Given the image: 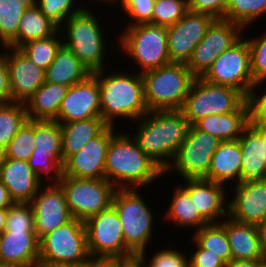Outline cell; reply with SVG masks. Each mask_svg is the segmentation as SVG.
<instances>
[{
	"instance_id": "obj_1",
	"label": "cell",
	"mask_w": 266,
	"mask_h": 267,
	"mask_svg": "<svg viewBox=\"0 0 266 267\" xmlns=\"http://www.w3.org/2000/svg\"><path fill=\"white\" fill-rule=\"evenodd\" d=\"M137 122L135 134L141 150L164 172L186 138L189 122L181 110L149 111Z\"/></svg>"
},
{
	"instance_id": "obj_2",
	"label": "cell",
	"mask_w": 266,
	"mask_h": 267,
	"mask_svg": "<svg viewBox=\"0 0 266 267\" xmlns=\"http://www.w3.org/2000/svg\"><path fill=\"white\" fill-rule=\"evenodd\" d=\"M117 132L106 155L105 179L117 189L147 187L164 176L161 168L140 148L131 133Z\"/></svg>"
},
{
	"instance_id": "obj_3",
	"label": "cell",
	"mask_w": 266,
	"mask_h": 267,
	"mask_svg": "<svg viewBox=\"0 0 266 267\" xmlns=\"http://www.w3.org/2000/svg\"><path fill=\"white\" fill-rule=\"evenodd\" d=\"M106 70L91 73L100 87L101 118L108 126L117 127L115 121L119 118L130 119L134 123L149 112L144 99V82L139 72L128 74L121 70L112 74Z\"/></svg>"
},
{
	"instance_id": "obj_4",
	"label": "cell",
	"mask_w": 266,
	"mask_h": 267,
	"mask_svg": "<svg viewBox=\"0 0 266 267\" xmlns=\"http://www.w3.org/2000/svg\"><path fill=\"white\" fill-rule=\"evenodd\" d=\"M149 111L181 110L195 76L185 63L171 62L141 74Z\"/></svg>"
},
{
	"instance_id": "obj_5",
	"label": "cell",
	"mask_w": 266,
	"mask_h": 267,
	"mask_svg": "<svg viewBox=\"0 0 266 267\" xmlns=\"http://www.w3.org/2000/svg\"><path fill=\"white\" fill-rule=\"evenodd\" d=\"M86 7L79 13L70 16L60 29L63 44L91 71H100L106 68L104 59L106 39L99 18ZM64 27V28H63ZM104 34V35H103ZM107 51V52H106Z\"/></svg>"
},
{
	"instance_id": "obj_6",
	"label": "cell",
	"mask_w": 266,
	"mask_h": 267,
	"mask_svg": "<svg viewBox=\"0 0 266 267\" xmlns=\"http://www.w3.org/2000/svg\"><path fill=\"white\" fill-rule=\"evenodd\" d=\"M137 188L116 189L112 206L122 223L125 246L137 257L153 240L154 214Z\"/></svg>"
},
{
	"instance_id": "obj_7",
	"label": "cell",
	"mask_w": 266,
	"mask_h": 267,
	"mask_svg": "<svg viewBox=\"0 0 266 267\" xmlns=\"http://www.w3.org/2000/svg\"><path fill=\"white\" fill-rule=\"evenodd\" d=\"M119 48L131 58L140 74L171 63L167 48V27L150 23L126 26L119 34Z\"/></svg>"
},
{
	"instance_id": "obj_8",
	"label": "cell",
	"mask_w": 266,
	"mask_h": 267,
	"mask_svg": "<svg viewBox=\"0 0 266 267\" xmlns=\"http://www.w3.org/2000/svg\"><path fill=\"white\" fill-rule=\"evenodd\" d=\"M246 97L230 86L213 84L195 77L181 109L190 125L209 115H223L236 111Z\"/></svg>"
},
{
	"instance_id": "obj_9",
	"label": "cell",
	"mask_w": 266,
	"mask_h": 267,
	"mask_svg": "<svg viewBox=\"0 0 266 267\" xmlns=\"http://www.w3.org/2000/svg\"><path fill=\"white\" fill-rule=\"evenodd\" d=\"M90 259L85 224L76 218L39 240V261L84 265Z\"/></svg>"
},
{
	"instance_id": "obj_10",
	"label": "cell",
	"mask_w": 266,
	"mask_h": 267,
	"mask_svg": "<svg viewBox=\"0 0 266 267\" xmlns=\"http://www.w3.org/2000/svg\"><path fill=\"white\" fill-rule=\"evenodd\" d=\"M73 216L85 222L112 206L116 187L106 179H81L62 175L58 183Z\"/></svg>"
},
{
	"instance_id": "obj_11",
	"label": "cell",
	"mask_w": 266,
	"mask_h": 267,
	"mask_svg": "<svg viewBox=\"0 0 266 267\" xmlns=\"http://www.w3.org/2000/svg\"><path fill=\"white\" fill-rule=\"evenodd\" d=\"M84 224L91 258L131 259L136 257L125 246L122 223L113 206L90 217Z\"/></svg>"
},
{
	"instance_id": "obj_12",
	"label": "cell",
	"mask_w": 266,
	"mask_h": 267,
	"mask_svg": "<svg viewBox=\"0 0 266 267\" xmlns=\"http://www.w3.org/2000/svg\"><path fill=\"white\" fill-rule=\"evenodd\" d=\"M220 142L217 137L190 125L186 138L178 148L172 163L164 171V175L169 176L170 172L175 171L181 176L180 179H205L208 176L211 158Z\"/></svg>"
},
{
	"instance_id": "obj_13",
	"label": "cell",
	"mask_w": 266,
	"mask_h": 267,
	"mask_svg": "<svg viewBox=\"0 0 266 267\" xmlns=\"http://www.w3.org/2000/svg\"><path fill=\"white\" fill-rule=\"evenodd\" d=\"M202 78L213 84L235 88L247 97L256 83L252 78L250 49L246 37L243 36L219 55Z\"/></svg>"
},
{
	"instance_id": "obj_14",
	"label": "cell",
	"mask_w": 266,
	"mask_h": 267,
	"mask_svg": "<svg viewBox=\"0 0 266 267\" xmlns=\"http://www.w3.org/2000/svg\"><path fill=\"white\" fill-rule=\"evenodd\" d=\"M244 31L237 23L216 19L186 63L191 73L195 77H202L219 55L243 37Z\"/></svg>"
},
{
	"instance_id": "obj_15",
	"label": "cell",
	"mask_w": 266,
	"mask_h": 267,
	"mask_svg": "<svg viewBox=\"0 0 266 267\" xmlns=\"http://www.w3.org/2000/svg\"><path fill=\"white\" fill-rule=\"evenodd\" d=\"M215 20L209 14L189 10L176 24L168 26L167 48L170 61L186 64Z\"/></svg>"
},
{
	"instance_id": "obj_16",
	"label": "cell",
	"mask_w": 266,
	"mask_h": 267,
	"mask_svg": "<svg viewBox=\"0 0 266 267\" xmlns=\"http://www.w3.org/2000/svg\"><path fill=\"white\" fill-rule=\"evenodd\" d=\"M117 128L107 126L63 163V175L81 179H105L106 155Z\"/></svg>"
},
{
	"instance_id": "obj_17",
	"label": "cell",
	"mask_w": 266,
	"mask_h": 267,
	"mask_svg": "<svg viewBox=\"0 0 266 267\" xmlns=\"http://www.w3.org/2000/svg\"><path fill=\"white\" fill-rule=\"evenodd\" d=\"M30 204L34 210L35 233L39 240L73 219L59 184H42Z\"/></svg>"
},
{
	"instance_id": "obj_18",
	"label": "cell",
	"mask_w": 266,
	"mask_h": 267,
	"mask_svg": "<svg viewBox=\"0 0 266 267\" xmlns=\"http://www.w3.org/2000/svg\"><path fill=\"white\" fill-rule=\"evenodd\" d=\"M90 118H101L100 87L92 73L69 87L55 120L66 123Z\"/></svg>"
},
{
	"instance_id": "obj_19",
	"label": "cell",
	"mask_w": 266,
	"mask_h": 267,
	"mask_svg": "<svg viewBox=\"0 0 266 267\" xmlns=\"http://www.w3.org/2000/svg\"><path fill=\"white\" fill-rule=\"evenodd\" d=\"M2 49L8 65L11 101L25 103L45 82V70L37 67L19 48L4 46Z\"/></svg>"
},
{
	"instance_id": "obj_20",
	"label": "cell",
	"mask_w": 266,
	"mask_h": 267,
	"mask_svg": "<svg viewBox=\"0 0 266 267\" xmlns=\"http://www.w3.org/2000/svg\"><path fill=\"white\" fill-rule=\"evenodd\" d=\"M228 216L237 222L258 225L266 220V179L233 184Z\"/></svg>"
},
{
	"instance_id": "obj_21",
	"label": "cell",
	"mask_w": 266,
	"mask_h": 267,
	"mask_svg": "<svg viewBox=\"0 0 266 267\" xmlns=\"http://www.w3.org/2000/svg\"><path fill=\"white\" fill-rule=\"evenodd\" d=\"M182 180L185 184L179 185L189 194L195 208L209 223H220L228 216V191L224 184L204 178Z\"/></svg>"
},
{
	"instance_id": "obj_22",
	"label": "cell",
	"mask_w": 266,
	"mask_h": 267,
	"mask_svg": "<svg viewBox=\"0 0 266 267\" xmlns=\"http://www.w3.org/2000/svg\"><path fill=\"white\" fill-rule=\"evenodd\" d=\"M39 261L35 230H4L0 235V264L33 267Z\"/></svg>"
},
{
	"instance_id": "obj_23",
	"label": "cell",
	"mask_w": 266,
	"mask_h": 267,
	"mask_svg": "<svg viewBox=\"0 0 266 267\" xmlns=\"http://www.w3.org/2000/svg\"><path fill=\"white\" fill-rule=\"evenodd\" d=\"M0 181L14 202L30 203L42 183L28 161L9 159L0 166Z\"/></svg>"
},
{
	"instance_id": "obj_24",
	"label": "cell",
	"mask_w": 266,
	"mask_h": 267,
	"mask_svg": "<svg viewBox=\"0 0 266 267\" xmlns=\"http://www.w3.org/2000/svg\"><path fill=\"white\" fill-rule=\"evenodd\" d=\"M241 148V182L266 179V150L262 132L250 124L238 138Z\"/></svg>"
},
{
	"instance_id": "obj_25",
	"label": "cell",
	"mask_w": 266,
	"mask_h": 267,
	"mask_svg": "<svg viewBox=\"0 0 266 267\" xmlns=\"http://www.w3.org/2000/svg\"><path fill=\"white\" fill-rule=\"evenodd\" d=\"M241 158L242 154L238 140L221 141L211 158L208 176L205 179L225 186L226 184L240 183Z\"/></svg>"
},
{
	"instance_id": "obj_26",
	"label": "cell",
	"mask_w": 266,
	"mask_h": 267,
	"mask_svg": "<svg viewBox=\"0 0 266 267\" xmlns=\"http://www.w3.org/2000/svg\"><path fill=\"white\" fill-rule=\"evenodd\" d=\"M220 223L225 227L232 259L262 260L256 225L237 222L229 216L222 219Z\"/></svg>"
},
{
	"instance_id": "obj_27",
	"label": "cell",
	"mask_w": 266,
	"mask_h": 267,
	"mask_svg": "<svg viewBox=\"0 0 266 267\" xmlns=\"http://www.w3.org/2000/svg\"><path fill=\"white\" fill-rule=\"evenodd\" d=\"M249 125V108L245 101L236 111L223 115H209L198 120L194 126L221 141L238 140Z\"/></svg>"
},
{
	"instance_id": "obj_28",
	"label": "cell",
	"mask_w": 266,
	"mask_h": 267,
	"mask_svg": "<svg viewBox=\"0 0 266 267\" xmlns=\"http://www.w3.org/2000/svg\"><path fill=\"white\" fill-rule=\"evenodd\" d=\"M69 86L45 81L25 102L28 119L55 120Z\"/></svg>"
},
{
	"instance_id": "obj_29",
	"label": "cell",
	"mask_w": 266,
	"mask_h": 267,
	"mask_svg": "<svg viewBox=\"0 0 266 267\" xmlns=\"http://www.w3.org/2000/svg\"><path fill=\"white\" fill-rule=\"evenodd\" d=\"M59 125L62 132V165L108 126L102 118L59 123Z\"/></svg>"
},
{
	"instance_id": "obj_30",
	"label": "cell",
	"mask_w": 266,
	"mask_h": 267,
	"mask_svg": "<svg viewBox=\"0 0 266 267\" xmlns=\"http://www.w3.org/2000/svg\"><path fill=\"white\" fill-rule=\"evenodd\" d=\"M90 74L91 71L63 44L45 70V81L70 87Z\"/></svg>"
},
{
	"instance_id": "obj_31",
	"label": "cell",
	"mask_w": 266,
	"mask_h": 267,
	"mask_svg": "<svg viewBox=\"0 0 266 267\" xmlns=\"http://www.w3.org/2000/svg\"><path fill=\"white\" fill-rule=\"evenodd\" d=\"M60 28L47 18L32 2L24 11L17 33V37L8 47L20 48L32 40L44 39L54 35Z\"/></svg>"
},
{
	"instance_id": "obj_32",
	"label": "cell",
	"mask_w": 266,
	"mask_h": 267,
	"mask_svg": "<svg viewBox=\"0 0 266 267\" xmlns=\"http://www.w3.org/2000/svg\"><path fill=\"white\" fill-rule=\"evenodd\" d=\"M175 186L171 196L169 208L166 210L164 219L173 222L177 228H194L196 232L209 222L195 208L189 194L179 185Z\"/></svg>"
},
{
	"instance_id": "obj_33",
	"label": "cell",
	"mask_w": 266,
	"mask_h": 267,
	"mask_svg": "<svg viewBox=\"0 0 266 267\" xmlns=\"http://www.w3.org/2000/svg\"><path fill=\"white\" fill-rule=\"evenodd\" d=\"M32 154H51L62 164V132L56 120H34Z\"/></svg>"
},
{
	"instance_id": "obj_34",
	"label": "cell",
	"mask_w": 266,
	"mask_h": 267,
	"mask_svg": "<svg viewBox=\"0 0 266 267\" xmlns=\"http://www.w3.org/2000/svg\"><path fill=\"white\" fill-rule=\"evenodd\" d=\"M191 240L200 248L217 254L226 263L232 259L231 247L225 227L221 223H209L192 234Z\"/></svg>"
},
{
	"instance_id": "obj_35",
	"label": "cell",
	"mask_w": 266,
	"mask_h": 267,
	"mask_svg": "<svg viewBox=\"0 0 266 267\" xmlns=\"http://www.w3.org/2000/svg\"><path fill=\"white\" fill-rule=\"evenodd\" d=\"M32 2L0 0V47L8 46L17 37L21 17Z\"/></svg>"
},
{
	"instance_id": "obj_36",
	"label": "cell",
	"mask_w": 266,
	"mask_h": 267,
	"mask_svg": "<svg viewBox=\"0 0 266 267\" xmlns=\"http://www.w3.org/2000/svg\"><path fill=\"white\" fill-rule=\"evenodd\" d=\"M60 29L52 36L32 40L19 49L37 66L46 70L56 57L57 51L63 45ZM60 36V37H59Z\"/></svg>"
},
{
	"instance_id": "obj_37",
	"label": "cell",
	"mask_w": 266,
	"mask_h": 267,
	"mask_svg": "<svg viewBox=\"0 0 266 267\" xmlns=\"http://www.w3.org/2000/svg\"><path fill=\"white\" fill-rule=\"evenodd\" d=\"M265 14L266 0H228L224 20L237 23L246 30Z\"/></svg>"
},
{
	"instance_id": "obj_38",
	"label": "cell",
	"mask_w": 266,
	"mask_h": 267,
	"mask_svg": "<svg viewBox=\"0 0 266 267\" xmlns=\"http://www.w3.org/2000/svg\"><path fill=\"white\" fill-rule=\"evenodd\" d=\"M27 119L25 103H0V144L7 147Z\"/></svg>"
},
{
	"instance_id": "obj_39",
	"label": "cell",
	"mask_w": 266,
	"mask_h": 267,
	"mask_svg": "<svg viewBox=\"0 0 266 267\" xmlns=\"http://www.w3.org/2000/svg\"><path fill=\"white\" fill-rule=\"evenodd\" d=\"M189 11V4L184 0H154L151 24L172 26Z\"/></svg>"
},
{
	"instance_id": "obj_40",
	"label": "cell",
	"mask_w": 266,
	"mask_h": 267,
	"mask_svg": "<svg viewBox=\"0 0 266 267\" xmlns=\"http://www.w3.org/2000/svg\"><path fill=\"white\" fill-rule=\"evenodd\" d=\"M91 1L93 2L94 0ZM33 2L60 29L70 16L81 12L87 7V5L80 6V3L77 6V0H33Z\"/></svg>"
},
{
	"instance_id": "obj_41",
	"label": "cell",
	"mask_w": 266,
	"mask_h": 267,
	"mask_svg": "<svg viewBox=\"0 0 266 267\" xmlns=\"http://www.w3.org/2000/svg\"><path fill=\"white\" fill-rule=\"evenodd\" d=\"M9 159L28 161L34 151V120L27 119L6 147Z\"/></svg>"
},
{
	"instance_id": "obj_42",
	"label": "cell",
	"mask_w": 266,
	"mask_h": 267,
	"mask_svg": "<svg viewBox=\"0 0 266 267\" xmlns=\"http://www.w3.org/2000/svg\"><path fill=\"white\" fill-rule=\"evenodd\" d=\"M28 163L42 184H58L62 179L63 165L51 154H32Z\"/></svg>"
},
{
	"instance_id": "obj_43",
	"label": "cell",
	"mask_w": 266,
	"mask_h": 267,
	"mask_svg": "<svg viewBox=\"0 0 266 267\" xmlns=\"http://www.w3.org/2000/svg\"><path fill=\"white\" fill-rule=\"evenodd\" d=\"M96 3L103 2V4L118 5L128 16L129 23L125 24L127 26H132L135 24L150 23L153 11L154 0H94ZM132 19V21L130 20Z\"/></svg>"
},
{
	"instance_id": "obj_44",
	"label": "cell",
	"mask_w": 266,
	"mask_h": 267,
	"mask_svg": "<svg viewBox=\"0 0 266 267\" xmlns=\"http://www.w3.org/2000/svg\"><path fill=\"white\" fill-rule=\"evenodd\" d=\"M250 49L251 73L255 83L266 82V32L247 38Z\"/></svg>"
},
{
	"instance_id": "obj_45",
	"label": "cell",
	"mask_w": 266,
	"mask_h": 267,
	"mask_svg": "<svg viewBox=\"0 0 266 267\" xmlns=\"http://www.w3.org/2000/svg\"><path fill=\"white\" fill-rule=\"evenodd\" d=\"M147 249L141 252L137 257L147 266V267H189L188 256L184 254L182 250L174 249L170 246L169 248H164L157 251V253H152V258L147 262ZM146 254V255H145Z\"/></svg>"
},
{
	"instance_id": "obj_46",
	"label": "cell",
	"mask_w": 266,
	"mask_h": 267,
	"mask_svg": "<svg viewBox=\"0 0 266 267\" xmlns=\"http://www.w3.org/2000/svg\"><path fill=\"white\" fill-rule=\"evenodd\" d=\"M4 230H35L34 210L31 204L14 202L7 209Z\"/></svg>"
},
{
	"instance_id": "obj_47",
	"label": "cell",
	"mask_w": 266,
	"mask_h": 267,
	"mask_svg": "<svg viewBox=\"0 0 266 267\" xmlns=\"http://www.w3.org/2000/svg\"><path fill=\"white\" fill-rule=\"evenodd\" d=\"M263 83L266 82L256 83L246 97L249 108V124L251 126H266V85ZM260 85H264L265 90ZM259 88L262 89V92L257 93Z\"/></svg>"
},
{
	"instance_id": "obj_48",
	"label": "cell",
	"mask_w": 266,
	"mask_h": 267,
	"mask_svg": "<svg viewBox=\"0 0 266 267\" xmlns=\"http://www.w3.org/2000/svg\"><path fill=\"white\" fill-rule=\"evenodd\" d=\"M228 0H191L189 10L204 13L215 19H224Z\"/></svg>"
},
{
	"instance_id": "obj_49",
	"label": "cell",
	"mask_w": 266,
	"mask_h": 267,
	"mask_svg": "<svg viewBox=\"0 0 266 267\" xmlns=\"http://www.w3.org/2000/svg\"><path fill=\"white\" fill-rule=\"evenodd\" d=\"M196 250L189 255V267H225L226 262L217 254L208 252L207 249L200 248L194 243Z\"/></svg>"
},
{
	"instance_id": "obj_50",
	"label": "cell",
	"mask_w": 266,
	"mask_h": 267,
	"mask_svg": "<svg viewBox=\"0 0 266 267\" xmlns=\"http://www.w3.org/2000/svg\"><path fill=\"white\" fill-rule=\"evenodd\" d=\"M11 101L8 65L4 54L0 51V103Z\"/></svg>"
},
{
	"instance_id": "obj_51",
	"label": "cell",
	"mask_w": 266,
	"mask_h": 267,
	"mask_svg": "<svg viewBox=\"0 0 266 267\" xmlns=\"http://www.w3.org/2000/svg\"><path fill=\"white\" fill-rule=\"evenodd\" d=\"M83 267H127V259L91 258Z\"/></svg>"
},
{
	"instance_id": "obj_52",
	"label": "cell",
	"mask_w": 266,
	"mask_h": 267,
	"mask_svg": "<svg viewBox=\"0 0 266 267\" xmlns=\"http://www.w3.org/2000/svg\"><path fill=\"white\" fill-rule=\"evenodd\" d=\"M13 203L7 187L0 181V209H8Z\"/></svg>"
},
{
	"instance_id": "obj_53",
	"label": "cell",
	"mask_w": 266,
	"mask_h": 267,
	"mask_svg": "<svg viewBox=\"0 0 266 267\" xmlns=\"http://www.w3.org/2000/svg\"><path fill=\"white\" fill-rule=\"evenodd\" d=\"M262 259L266 260V220L257 225Z\"/></svg>"
},
{
	"instance_id": "obj_54",
	"label": "cell",
	"mask_w": 266,
	"mask_h": 267,
	"mask_svg": "<svg viewBox=\"0 0 266 267\" xmlns=\"http://www.w3.org/2000/svg\"><path fill=\"white\" fill-rule=\"evenodd\" d=\"M225 267H257V260L231 259Z\"/></svg>"
},
{
	"instance_id": "obj_55",
	"label": "cell",
	"mask_w": 266,
	"mask_h": 267,
	"mask_svg": "<svg viewBox=\"0 0 266 267\" xmlns=\"http://www.w3.org/2000/svg\"><path fill=\"white\" fill-rule=\"evenodd\" d=\"M33 267H83V265L66 264V263H47L38 261Z\"/></svg>"
},
{
	"instance_id": "obj_56",
	"label": "cell",
	"mask_w": 266,
	"mask_h": 267,
	"mask_svg": "<svg viewBox=\"0 0 266 267\" xmlns=\"http://www.w3.org/2000/svg\"><path fill=\"white\" fill-rule=\"evenodd\" d=\"M127 267H147L138 257L127 259Z\"/></svg>"
},
{
	"instance_id": "obj_57",
	"label": "cell",
	"mask_w": 266,
	"mask_h": 267,
	"mask_svg": "<svg viewBox=\"0 0 266 267\" xmlns=\"http://www.w3.org/2000/svg\"><path fill=\"white\" fill-rule=\"evenodd\" d=\"M7 219V209H0V233L4 231Z\"/></svg>"
},
{
	"instance_id": "obj_58",
	"label": "cell",
	"mask_w": 266,
	"mask_h": 267,
	"mask_svg": "<svg viewBox=\"0 0 266 267\" xmlns=\"http://www.w3.org/2000/svg\"><path fill=\"white\" fill-rule=\"evenodd\" d=\"M8 160L6 146L0 144V166Z\"/></svg>"
},
{
	"instance_id": "obj_59",
	"label": "cell",
	"mask_w": 266,
	"mask_h": 267,
	"mask_svg": "<svg viewBox=\"0 0 266 267\" xmlns=\"http://www.w3.org/2000/svg\"><path fill=\"white\" fill-rule=\"evenodd\" d=\"M257 127L263 134V141L265 144V150H266V126H254Z\"/></svg>"
},
{
	"instance_id": "obj_60",
	"label": "cell",
	"mask_w": 266,
	"mask_h": 267,
	"mask_svg": "<svg viewBox=\"0 0 266 267\" xmlns=\"http://www.w3.org/2000/svg\"><path fill=\"white\" fill-rule=\"evenodd\" d=\"M257 267H266V260H257Z\"/></svg>"
},
{
	"instance_id": "obj_61",
	"label": "cell",
	"mask_w": 266,
	"mask_h": 267,
	"mask_svg": "<svg viewBox=\"0 0 266 267\" xmlns=\"http://www.w3.org/2000/svg\"><path fill=\"white\" fill-rule=\"evenodd\" d=\"M0 267H13V266L1 264Z\"/></svg>"
},
{
	"instance_id": "obj_62",
	"label": "cell",
	"mask_w": 266,
	"mask_h": 267,
	"mask_svg": "<svg viewBox=\"0 0 266 267\" xmlns=\"http://www.w3.org/2000/svg\"><path fill=\"white\" fill-rule=\"evenodd\" d=\"M184 1H186L188 4L191 2V0H184Z\"/></svg>"
}]
</instances>
